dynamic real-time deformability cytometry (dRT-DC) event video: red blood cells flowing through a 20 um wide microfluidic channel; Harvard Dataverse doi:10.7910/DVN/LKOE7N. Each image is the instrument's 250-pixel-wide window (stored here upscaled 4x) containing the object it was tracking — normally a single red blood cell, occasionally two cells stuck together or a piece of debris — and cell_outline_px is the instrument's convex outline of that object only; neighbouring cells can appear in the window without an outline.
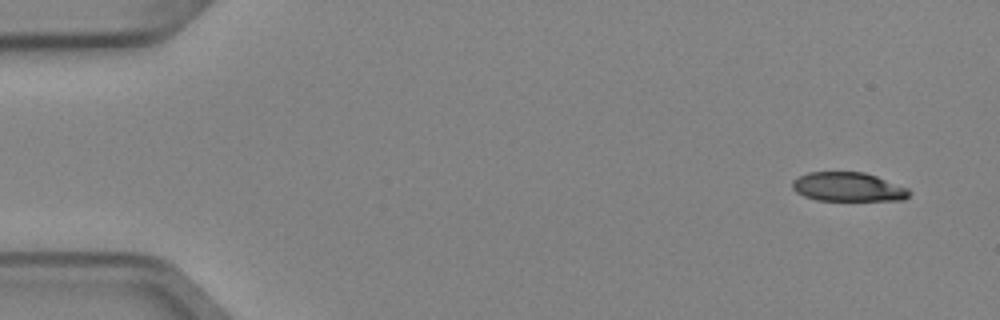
{"species": "Egyptian fruit bat (a non-hibernating species)", "species_latin": "Rousettus aegyptiacus", "temperature_condition": "cold", "stored_images_in_passage": 4, "camera_frame_rate_fps": 3000, "um_per_image_px": 0.085, "animal": {"sex": "female"}, "frame": {"image": 1, "passage_image": 1, "time_ms": 0.0, "image_size_px": [1000, 320], "cell_outline_px": [[912, 192], [904, 200], [816, 200], [804, 196], [796, 192], [792, 188], [792, 180], [796, 176], [808, 172], [864, 172], [876, 176], [908, 188]], "centroid_in_image_um": [72.06, 15.88], "position_along_channel_um": 12.9, "area_um2": 19.88}}
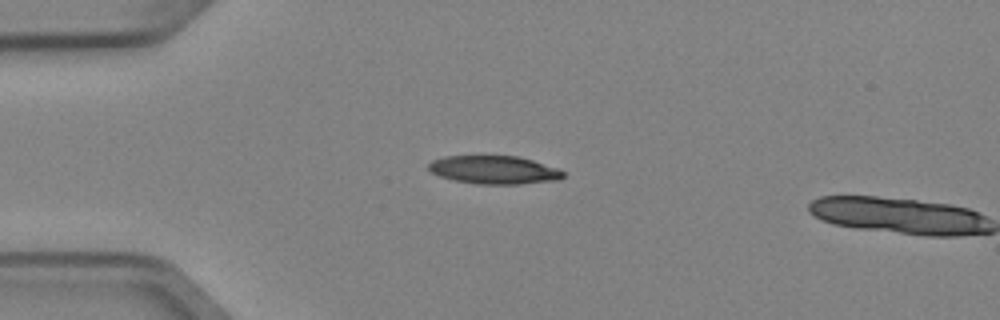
{"frame": {"image": 2, "passage_image": 3, "time_ms": 0.667, "image_size_px": [1000, 320], "cell_outline_px": [[564, 176], [560, 180], [520, 184], [476, 184], [452, 180], [440, 176], [432, 172], [428, 168], [428, 164], [432, 160], [444, 156], [516, 156], [532, 160], [560, 168], [564, 172]], "centroid_in_image_um": [42.02, 14.44], "position_along_channel_um": 43.0, "area_um2": 22.31}}